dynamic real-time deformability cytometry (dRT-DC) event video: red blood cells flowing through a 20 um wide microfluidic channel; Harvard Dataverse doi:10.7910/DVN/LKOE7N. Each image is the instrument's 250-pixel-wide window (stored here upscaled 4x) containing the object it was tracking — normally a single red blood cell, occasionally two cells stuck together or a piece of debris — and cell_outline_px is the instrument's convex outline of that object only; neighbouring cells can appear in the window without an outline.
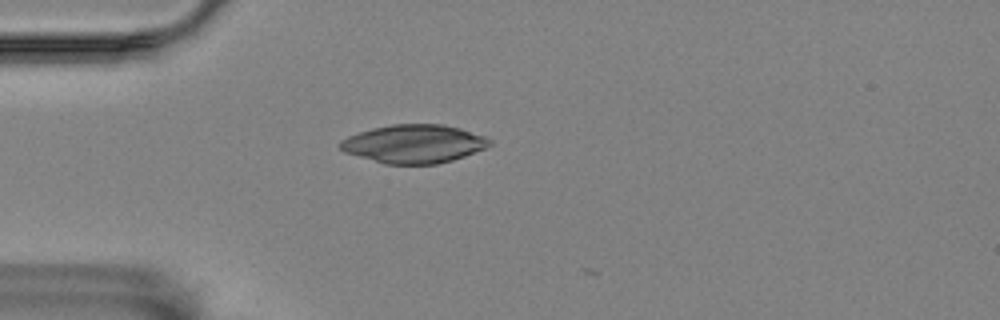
{"species": "Egyptian fruit bat (a non-hibernating species)", "species_latin": "Rousettus aegyptiacus", "temperature_condition": "room temperature", "stored_images_in_passage": 5, "camera_frame_rate_fps": 3000, "um_per_image_px": 0.085, "animal": {"sex": "female"}, "frame": {"image": 1, "passage_image": 3, "time_ms": 0.667, "image_size_px": [1000, 320], "cell_outline_px": [[492, 144], [484, 148], [464, 156], [452, 160], [436, 164], [384, 164], [344, 152], [340, 148], [340, 140], [348, 136], [372, 128], [392, 124], [444, 124], [460, 128], [484, 136], [492, 140]], "centroid_in_image_um": [35.17, 12.22], "position_along_channel_um": 49.8, "area_um2": 33.35}}